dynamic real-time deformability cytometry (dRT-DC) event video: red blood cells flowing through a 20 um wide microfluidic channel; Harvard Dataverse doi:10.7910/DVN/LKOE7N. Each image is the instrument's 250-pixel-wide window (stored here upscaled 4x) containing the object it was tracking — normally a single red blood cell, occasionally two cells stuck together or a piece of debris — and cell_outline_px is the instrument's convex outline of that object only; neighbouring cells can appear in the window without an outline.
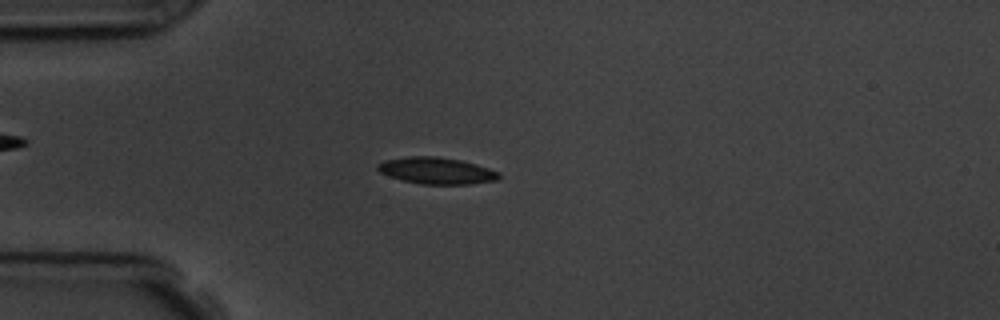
{"species": "common noctule bat (a hibernating species)", "species_latin": "Nyctalus noctula", "temperature_condition": "room temperature", "stored_images_in_passage": 3, "camera_frame_rate_fps": 3000, "um_per_image_px": 0.085, "animal": {"sex": "male", "body_mass_g": 19.5, "forearm_length_mm": 54.6}, "frame": {"image": 1, "passage_image": 3, "time_ms": 2.333, "image_size_px": [1000, 320], "cell_outline_px": [[500, 176], [496, 180], [468, 184], [420, 184], [404, 180], [380, 172], [376, 168], [376, 164], [384, 160], [408, 156], [436, 156], [460, 160], [476, 164], [500, 172]], "centroid_in_image_um": [37.1, 14.5], "position_along_channel_um": 47.9, "area_um2": 18.67}}